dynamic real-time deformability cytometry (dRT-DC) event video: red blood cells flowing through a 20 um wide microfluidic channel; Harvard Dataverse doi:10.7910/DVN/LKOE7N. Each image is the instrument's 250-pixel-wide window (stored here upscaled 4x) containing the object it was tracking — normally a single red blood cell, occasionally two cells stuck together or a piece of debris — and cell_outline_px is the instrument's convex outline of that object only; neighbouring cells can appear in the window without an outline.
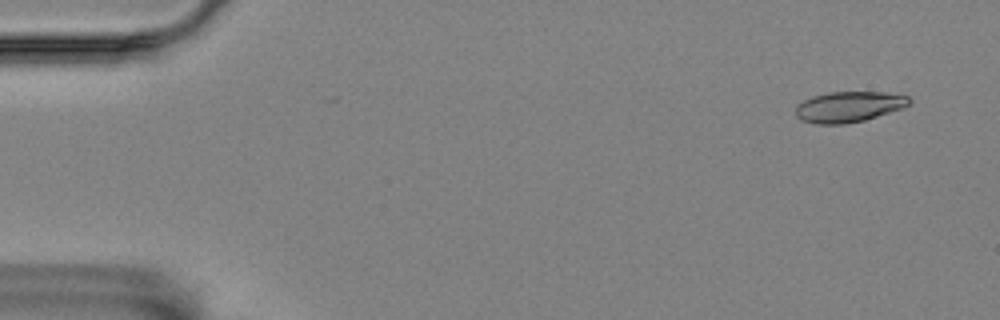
{"species": "Egyptian fruit bat (a non-hibernating species)", "species_latin": "Rousettus aegyptiacus", "temperature_condition": "room temperature", "stored_images_in_passage": 6, "camera_frame_rate_fps": 3000, "um_per_image_px": 0.085, "animal": {"sex": "female"}, "frame": {"image": 1, "passage_image": 1, "time_ms": 0.0, "image_size_px": [1000, 320], "cell_outline_px": [[912, 100], [904, 108], [864, 120], [844, 124], [816, 124], [800, 120], [796, 116], [796, 104], [812, 96], [828, 92], [884, 92], [908, 96]], "centroid_in_image_um": [72.13, 9.08], "position_along_channel_um": 12.9, "area_um2": 20.4}}
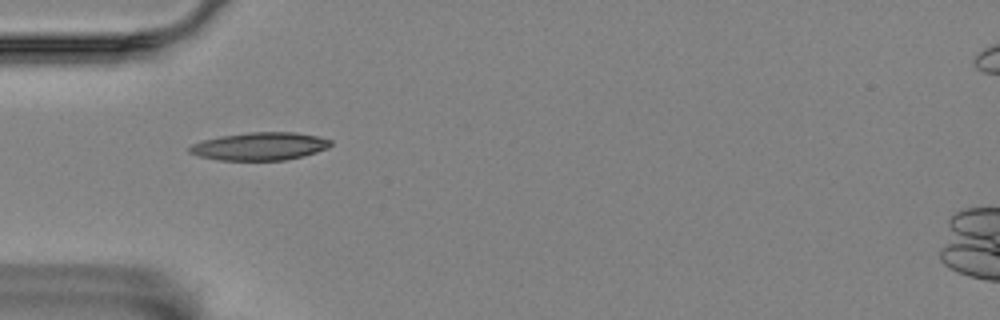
{"frame": {"image": 2, "passage_image": 5, "time_ms": 1.333, "image_size_px": [1000, 320], "cell_outline_px": [[332, 144], [328, 148], [304, 156], [284, 160], [216, 160], [200, 156], [188, 152], [188, 148], [192, 144], [200, 140], [220, 136], [248, 132], [296, 132], [316, 136], [332, 140]], "centroid_in_image_um": [22.07, 12.43], "position_along_channel_um": 62.9, "area_um2": 23.06}}
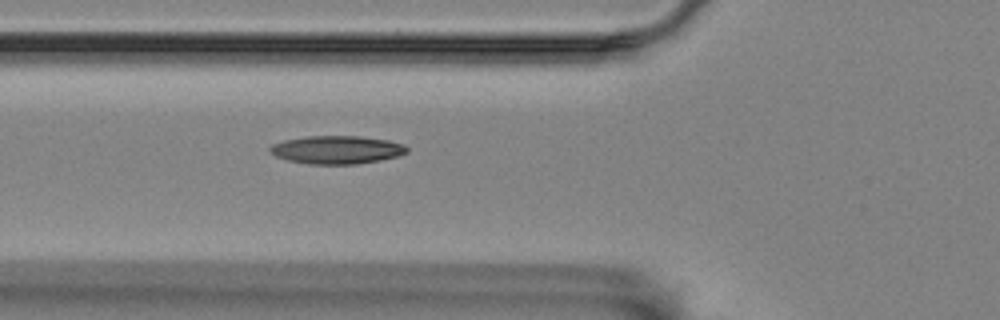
{"frame": {"image": 3, "passage_image": 6, "time_ms": 1.667, "image_size_px": [1000, 320], "cell_outline_px": [[408, 152], [396, 156], [380, 160], [356, 164], [308, 164], [288, 160], [276, 156], [268, 152], [268, 148], [272, 144], [284, 140], [308, 136], [360, 136], [388, 140], [404, 144], [408, 148]], "centroid_in_image_um": [28.61, 12.73], "position_along_channel_um": 97.2, "area_um2": 22.48}}